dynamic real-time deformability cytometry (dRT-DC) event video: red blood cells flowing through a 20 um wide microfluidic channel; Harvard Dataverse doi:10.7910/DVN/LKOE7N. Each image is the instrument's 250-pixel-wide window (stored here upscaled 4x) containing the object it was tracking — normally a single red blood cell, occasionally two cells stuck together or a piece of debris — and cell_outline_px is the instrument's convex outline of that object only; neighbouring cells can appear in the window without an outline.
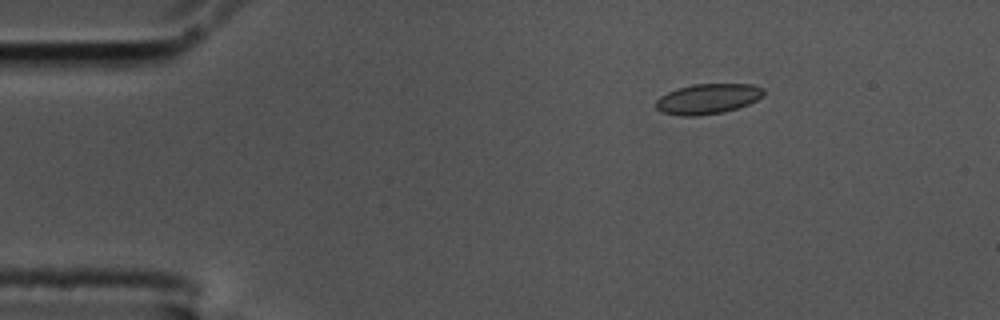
{"species": "common noctule bat (a hibernating species)", "species_latin": "Nyctalus noctula", "temperature_condition": "cold", "stored_images_in_passage": 50, "camera_frame_rate_fps": 3000, "um_per_image_px": 0.085, "animal": {"sex": "male", "body_mass_g": 17.5, "forearm_length_mm": 52.3}, "frame": {"image": 1, "passage_image": 1, "time_ms": 0.0, "image_size_px": [1000, 320], "cell_outline_px": [[764, 96], [748, 104], [724, 112], [700, 116], [680, 116], [660, 112], [656, 108], [656, 100], [660, 96], [668, 92], [692, 84], [752, 84], [764, 88]], "centroid_in_image_um": [60.16, 8.41], "position_along_channel_um": 24.8, "area_um2": 19.07}}
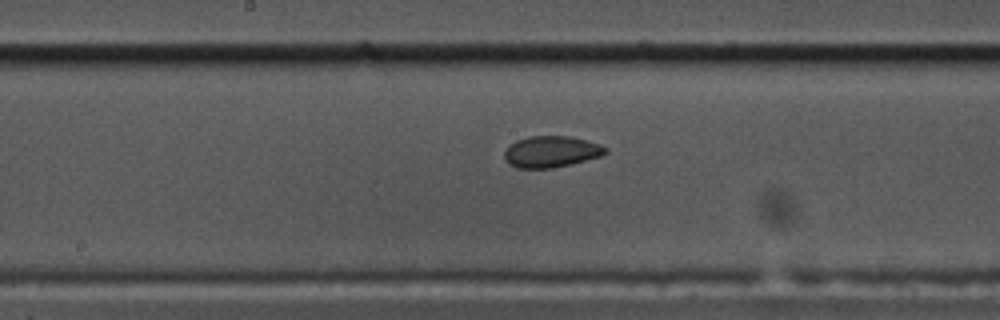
{"frame": {"image": 2, "passage_image": 22, "time_ms": 7.0, "image_size_px": [1000, 320], "cell_outline_px": [[608, 152], [600, 156], [552, 168], [516, 168], [508, 164], [504, 160], [504, 152], [516, 140], [528, 136], [572, 136], [600, 144], [608, 148]], "centroid_in_image_um": [46.84, 12.89], "position_along_channel_um": 201.4, "area_um2": 18.44}}
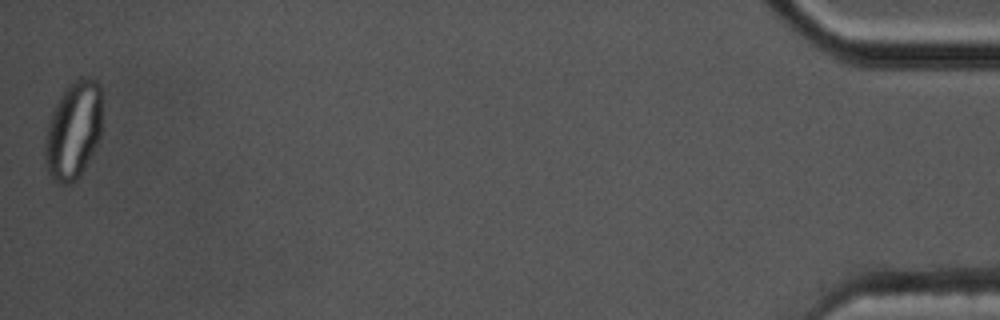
{"frame": {"image": 3, "passage_image": 50, "time_ms": 16.333, "image_size_px": [1000, 320], "cell_outline_px": [[100, 136], [80, 176], [76, 180], [68, 184], [56, 184], [52, 180], [44, 164], [44, 140], [48, 120], [60, 96], [80, 76], [88, 76], [96, 80], [100, 88]], "centroid_in_image_um": [6.19, 11.12], "position_along_channel_um": 429.0, "area_um2": 32.48}, "authors_computed_cell_mechanics": {"area_um2": 19.0162, "velocity_mm_per_s": 3.4534, "shape_relaxation_time_tau1_ms": null, "shape_relaxation_time_tau2_ms": 1.2789, "deformation_change_tau1": null, "deformation_change_tau2": 0.046}}